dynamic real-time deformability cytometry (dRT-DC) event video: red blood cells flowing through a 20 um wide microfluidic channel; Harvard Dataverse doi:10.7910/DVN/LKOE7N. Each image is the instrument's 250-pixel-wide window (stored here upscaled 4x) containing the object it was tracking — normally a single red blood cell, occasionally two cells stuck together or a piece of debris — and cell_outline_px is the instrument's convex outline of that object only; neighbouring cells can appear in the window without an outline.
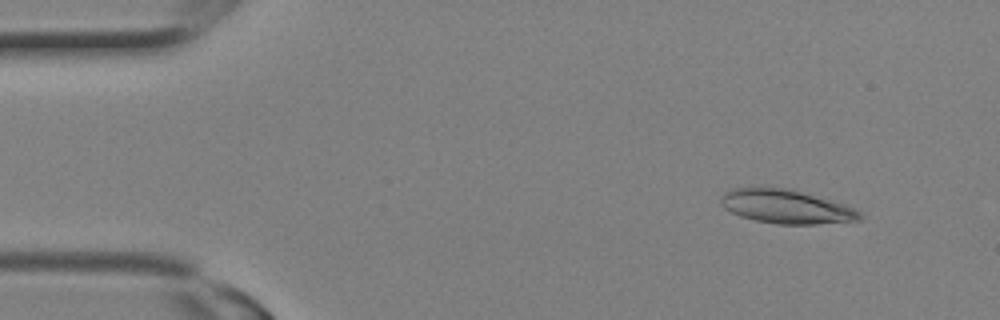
{"species": "Egyptian fruit bat (a non-hibernating species)", "species_latin": "Rousettus aegyptiacus", "temperature_condition": "room temperature", "stored_images_in_passage": 2, "camera_frame_rate_fps": 3000, "um_per_image_px": 0.085, "animal": {"sex": "female"}, "frame": {"image": 1, "passage_image": 1, "time_ms": 0.0, "image_size_px": [1000, 320], "cell_outline_px": [[864, 216], [860, 220], [816, 224], [776, 224], [756, 220], [740, 216], [724, 208], [720, 204], [720, 200], [724, 192], [732, 188], [760, 184], [792, 188], [844, 204], [860, 212]], "centroid_in_image_um": [66.76, 17.51], "position_along_channel_um": 18.2, "area_um2": 28.21}}